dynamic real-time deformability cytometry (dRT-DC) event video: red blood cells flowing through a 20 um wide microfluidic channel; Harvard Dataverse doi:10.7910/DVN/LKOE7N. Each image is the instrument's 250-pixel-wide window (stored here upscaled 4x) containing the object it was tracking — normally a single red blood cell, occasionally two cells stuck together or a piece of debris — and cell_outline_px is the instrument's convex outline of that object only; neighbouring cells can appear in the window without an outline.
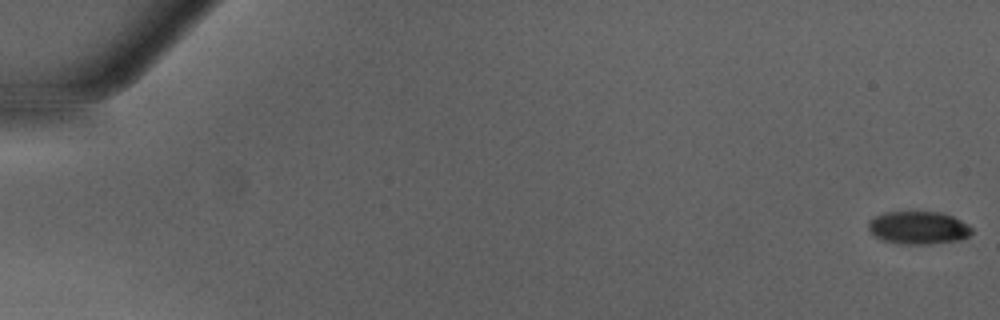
{"species": "Egyptian fruit bat (a non-hibernating species)", "species_latin": "Rousettus aegyptiacus", "temperature_condition": "warm", "stored_images_in_passage": 47, "camera_frame_rate_fps": 3000, "um_per_image_px": 0.085, "animal": {"sex": "male"}, "frame": {"image": 1, "passage_image": 1, "time_ms": 0.0, "image_size_px": [1000, 320], "cell_outline_px": [[972, 232], [968, 236], [960, 240], [928, 244], [900, 244], [884, 240], [876, 236], [868, 228], [868, 220], [884, 212], [940, 212], [952, 216], [968, 224], [972, 228]], "centroid_in_image_um": [78.07, 19.35], "position_along_channel_um": 6.9, "area_um2": 19.71}}
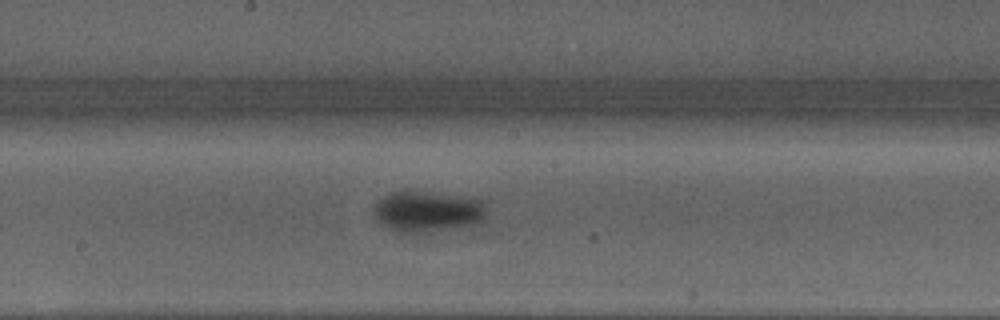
{"frame": {"image": 2, "passage_image": 28, "time_ms": 9.0, "image_size_px": [1000, 320], "cell_outline_px": [[484, 220], [472, 224], [428, 232], [400, 232], [388, 228], [376, 216], [376, 204], [384, 196], [392, 192], [404, 188], [408, 188], [484, 200]], "centroid_in_image_um": [36.34, 17.92], "position_along_channel_um": 211.9, "area_um2": 26.65}}
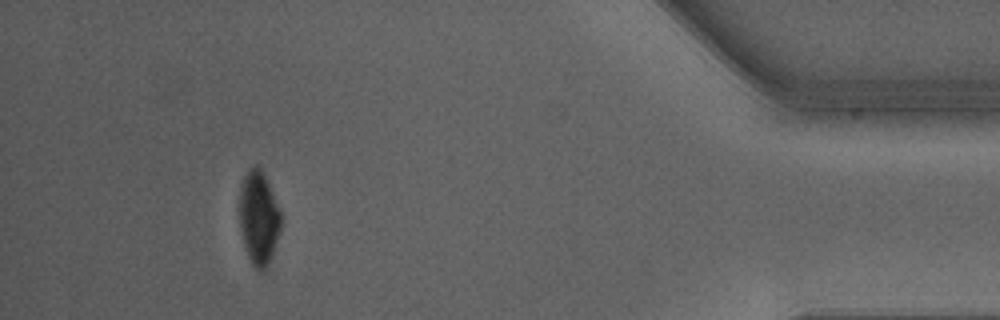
{"frame": {"image": 3, "passage_image": 46, "time_ms": 15.0, "image_size_px": [1000, 320], "cell_outline_px": [[280, 228], [272, 256], [268, 264], [260, 272], [252, 264], [248, 256], [244, 244], [240, 228], [240, 188], [244, 176], [256, 164], [260, 168], [280, 208]], "centroid_in_image_um": [21.99, 18.54], "position_along_channel_um": 413.2, "area_um2": 22.08}}